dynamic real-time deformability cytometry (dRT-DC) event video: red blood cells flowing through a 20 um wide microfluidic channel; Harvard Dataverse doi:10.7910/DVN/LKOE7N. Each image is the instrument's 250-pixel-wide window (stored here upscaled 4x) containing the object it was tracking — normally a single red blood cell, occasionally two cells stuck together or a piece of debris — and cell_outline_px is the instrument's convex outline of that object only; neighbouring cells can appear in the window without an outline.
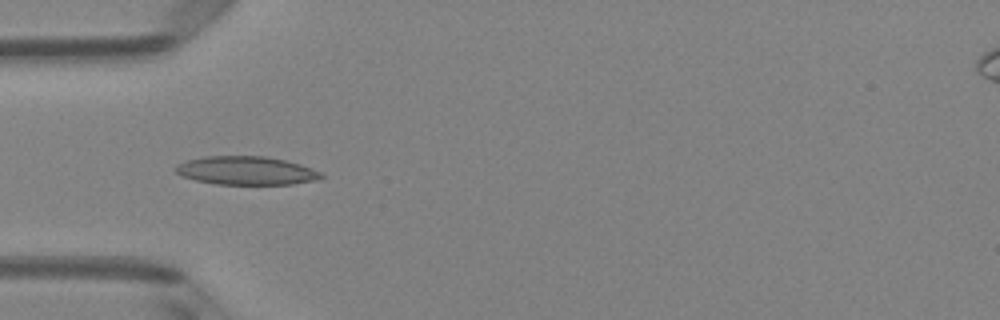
{"species": "Egyptian fruit bat (a non-hibernating species)", "species_latin": "Rousettus aegyptiacus", "temperature_condition": "room temperature", "stored_images_in_passage": 6, "camera_frame_rate_fps": 3000, "um_per_image_px": 0.085, "animal": {"sex": "female"}, "frame": {"image": 1, "passage_image": 5, "time_ms": 1.333, "image_size_px": [1000, 320], "cell_outline_px": [[324, 176], [316, 180], [292, 184], [216, 184], [196, 180], [184, 176], [176, 172], [176, 164], [188, 160], [204, 156], [264, 156], [284, 160], [300, 164], [324, 172]], "centroid_in_image_um": [20.97, 14.5], "position_along_channel_um": 64.0, "area_um2": 24.04}}
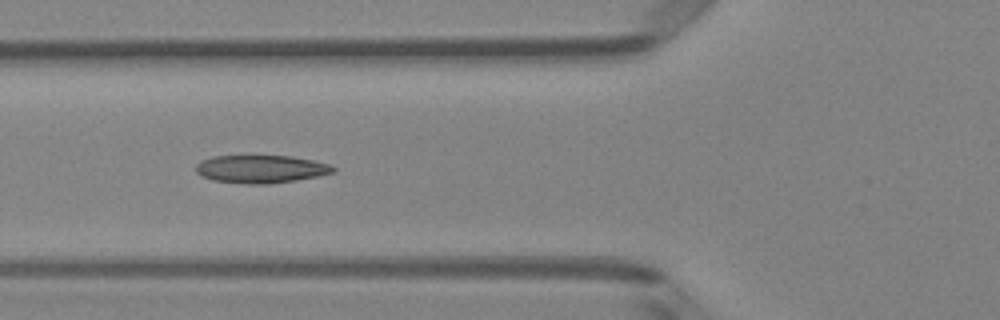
{"frame": {"image": 2, "passage_image": 6, "time_ms": 1.667, "image_size_px": [1000, 320], "cell_outline_px": [[336, 172], [296, 180], [268, 184], [248, 184], [212, 180], [200, 176], [196, 172], [196, 164], [200, 160], [212, 156], [292, 156], [312, 160], [328, 164], [336, 168]], "centroid_in_image_um": [22.14, 14.37], "position_along_channel_um": 103.7, "area_um2": 22.37}}